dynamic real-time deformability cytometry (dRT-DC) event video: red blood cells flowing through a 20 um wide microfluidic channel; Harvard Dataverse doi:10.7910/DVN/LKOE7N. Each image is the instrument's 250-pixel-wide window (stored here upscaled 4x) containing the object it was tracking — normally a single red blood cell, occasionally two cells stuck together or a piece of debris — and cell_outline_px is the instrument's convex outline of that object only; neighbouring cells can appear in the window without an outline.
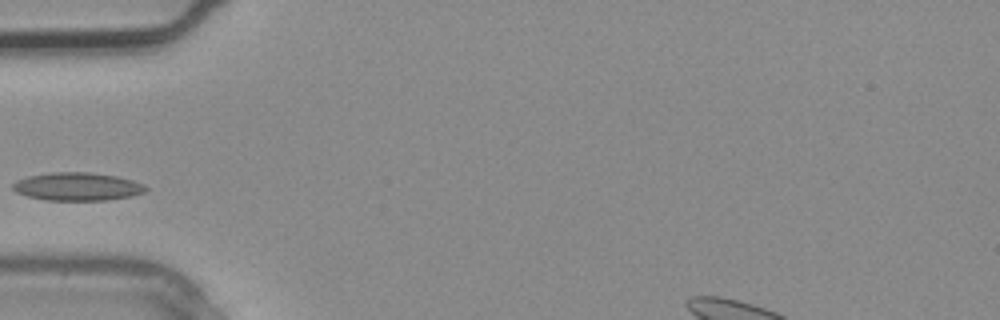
{"species": "common noctule bat (a hibernating species)", "species_latin": "Nyctalus noctula", "temperature_condition": "warm", "stored_images_in_passage": 1, "camera_frame_rate_fps": 3000, "um_per_image_px": 0.085, "animal": {"sex": "male", "body_mass_g": 20.4}, "frame": {"image": 1, "passage_image": 1, "time_ms": 0.0, "image_size_px": [1000, 320], "cell_outline_px": [[148, 188], [144, 192], [132, 196], [108, 200], [44, 200], [28, 196], [16, 192], [12, 188], [12, 184], [16, 180], [28, 176], [52, 172], [92, 172], [116, 176], [132, 180], [144, 184]], "centroid_in_image_um": [6.58, 15.85], "position_along_channel_um": 78.4, "area_um2": 21.85}}